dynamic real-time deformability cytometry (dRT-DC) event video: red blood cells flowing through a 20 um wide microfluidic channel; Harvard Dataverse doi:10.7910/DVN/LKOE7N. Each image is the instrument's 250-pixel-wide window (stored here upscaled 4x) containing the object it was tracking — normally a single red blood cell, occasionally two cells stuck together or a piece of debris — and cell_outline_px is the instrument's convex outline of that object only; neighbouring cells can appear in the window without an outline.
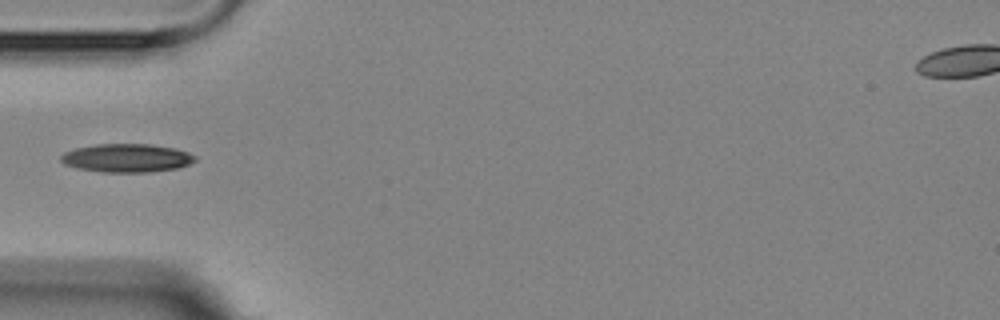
{"species": "Egyptian fruit bat (a non-hibernating species)", "species_latin": "Rousettus aegyptiacus", "temperature_condition": "room temperature", "stored_images_in_passage": 3, "camera_frame_rate_fps": 3000, "um_per_image_px": 0.085, "animal": {"sex": "female"}, "frame": {"image": 1, "passage_image": 1, "time_ms": 0.0, "image_size_px": [1000, 320], "cell_outline_px": [[196, 160], [188, 164], [176, 168], [148, 172], [100, 172], [80, 168], [64, 164], [60, 160], [60, 156], [64, 152], [76, 148], [96, 144], [148, 144], [176, 148], [188, 152], [196, 156]], "centroid_in_image_um": [10.77, 13.42], "position_along_channel_um": 74.2, "area_um2": 22.14}}
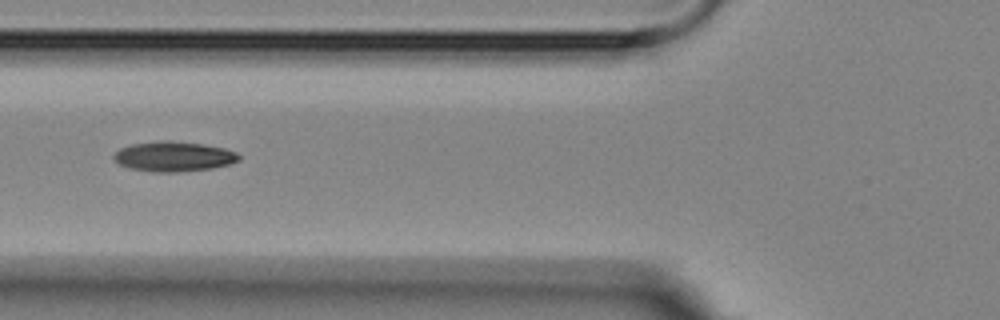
{"frame": {"image": 2, "passage_image": 2, "time_ms": 1.0, "image_size_px": [1000, 320], "cell_outline_px": [[240, 160], [228, 164], [212, 168], [176, 172], [152, 172], [128, 168], [120, 164], [112, 156], [120, 148], [132, 144], [160, 140], [168, 140], [204, 144], [224, 148], [236, 152], [240, 156]], "centroid_in_image_um": [14.76, 13.29], "position_along_channel_um": 111.0, "area_um2": 21.85}}
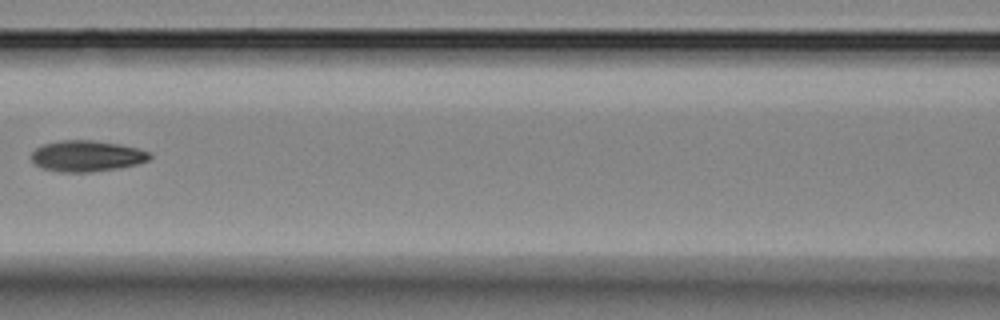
{"frame": {"image": 3, "passage_image": 3, "time_ms": 2.333, "image_size_px": [1000, 320], "cell_outline_px": [[152, 156], [148, 160], [136, 164], [120, 168], [88, 172], [60, 172], [40, 168], [32, 160], [32, 152], [36, 148], [44, 144], [60, 140], [92, 140], [120, 144], [152, 152]], "centroid_in_image_um": [7.38, 13.26], "position_along_channel_um": 159.2, "area_um2": 21.44}}